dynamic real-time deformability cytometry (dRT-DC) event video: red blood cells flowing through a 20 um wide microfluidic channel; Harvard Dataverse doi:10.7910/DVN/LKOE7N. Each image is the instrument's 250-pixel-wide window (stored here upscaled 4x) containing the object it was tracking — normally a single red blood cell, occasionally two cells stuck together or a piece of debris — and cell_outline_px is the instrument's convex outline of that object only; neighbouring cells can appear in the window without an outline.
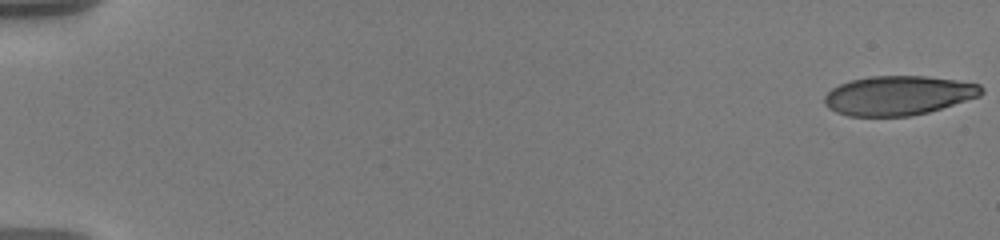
{"species": "human", "species_latin": "Homo sapiens", "temperature_condition": "warm", "stored_images_in_passage": 58, "camera_frame_rate_fps": 3000, "um_per_image_px": 0.085, "donor": {"sex": "male"}, "frame": {"image": 1, "passage_image": 1, "time_ms": 0.0, "image_size_px": [1000, 240], "cell_outline_px": [[984, 92], [980, 96], [928, 112], [912, 116], [848, 116], [836, 112], [828, 108], [824, 104], [824, 96], [832, 88], [840, 84], [852, 80], [868, 76], [924, 76], [956, 80], [980, 84], [984, 88]], "centroid_in_image_um": [76.36, 8.11], "position_along_channel_um": 8.6, "area_um2": 36.01}}
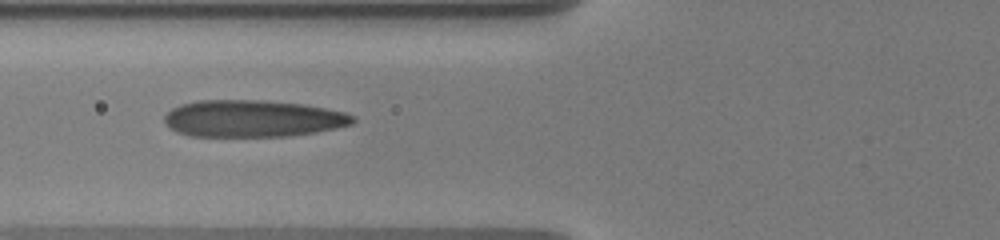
{"frame": {"image": 2, "passage_image": 24, "time_ms": 7.667, "image_size_px": [1000, 240], "cell_outline_px": [[356, 120], [352, 124], [336, 128], [316, 132], [288, 136], [188, 136], [176, 132], [168, 128], [164, 120], [164, 116], [172, 108], [180, 104], [196, 100], [264, 100], [304, 104], [344, 112], [356, 116]], "centroid_in_image_um": [21.46, 10.07], "position_along_channel_um": 104.3, "area_um2": 40.86}}
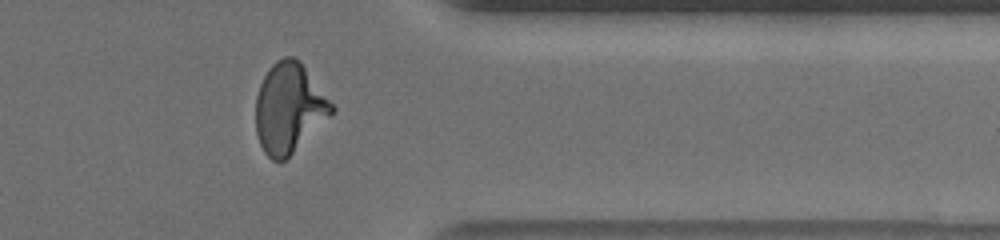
{"frame": {"image": 3, "passage_image": 48, "time_ms": 15.667, "image_size_px": [1000, 240], "cell_outline_px": [[336, 108], [284, 160], [272, 160], [264, 152], [260, 144], [256, 132], [256, 96], [260, 84], [268, 68], [276, 60], [284, 56], [292, 56], [300, 60]], "centroid_in_image_um": [24.53, 9.13], "position_along_channel_um": 386.9, "area_um2": 39.02}, "authors_computed_cell_mechanics": {"area_um2": 38.8127, "velocity_mm_per_s": 3.6064, "shape_relaxation_time_tau1_ms": 5.8635, "shape_relaxation_time_tau2_ms": null, "deformation_change_tau1": 0.2519, "deformation_change_tau2": null}}